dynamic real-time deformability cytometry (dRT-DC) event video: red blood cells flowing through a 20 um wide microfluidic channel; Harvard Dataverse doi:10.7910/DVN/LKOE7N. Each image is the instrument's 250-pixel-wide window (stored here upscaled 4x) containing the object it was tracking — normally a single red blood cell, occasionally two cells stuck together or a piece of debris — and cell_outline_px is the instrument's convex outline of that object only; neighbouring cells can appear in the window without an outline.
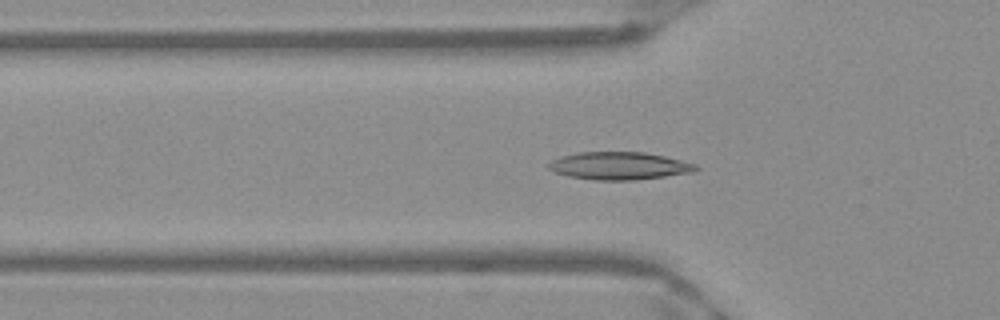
{"species": "Egyptian fruit bat (a non-hibernating species)", "species_latin": "Rousettus aegyptiacus", "temperature_condition": "warm", "stored_images_in_passage": 41, "camera_frame_rate_fps": 3000, "um_per_image_px": 0.085, "frame": {"image": 1, "passage_image": 6, "time_ms": 1.667, "image_size_px": [1000, 320], "cell_outline_px": [[700, 168], [692, 172], [636, 180], [596, 180], [568, 176], [552, 172], [548, 168], [548, 164], [552, 160], [564, 156], [580, 152], [644, 152], [664, 156], [696, 164]], "centroid_in_image_um": [52.62, 14.1], "position_along_channel_um": 73.2, "area_um2": 23.58}}
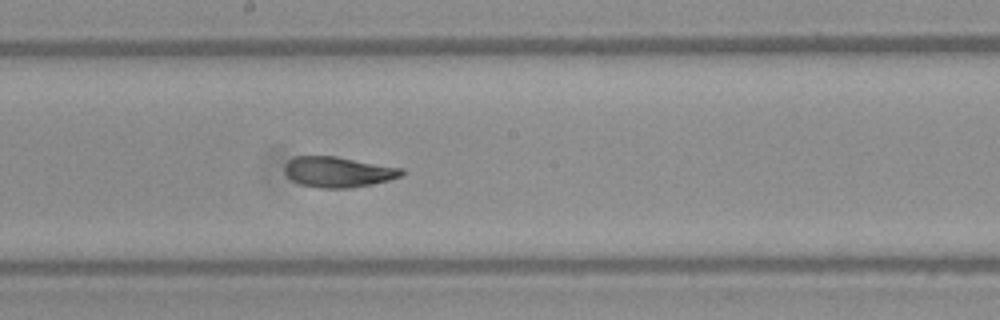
{"frame": {"image": 2, "passage_image": 17, "time_ms": 5.333, "image_size_px": [1000, 320], "cell_outline_px": [[404, 172], [400, 176], [388, 180], [372, 184], [348, 188], [320, 188], [300, 184], [292, 180], [284, 172], [284, 164], [288, 160], [296, 156], [336, 156], [404, 168]], "centroid_in_image_um": [28.72, 14.61], "position_along_channel_um": 219.5, "area_um2": 20.87}}
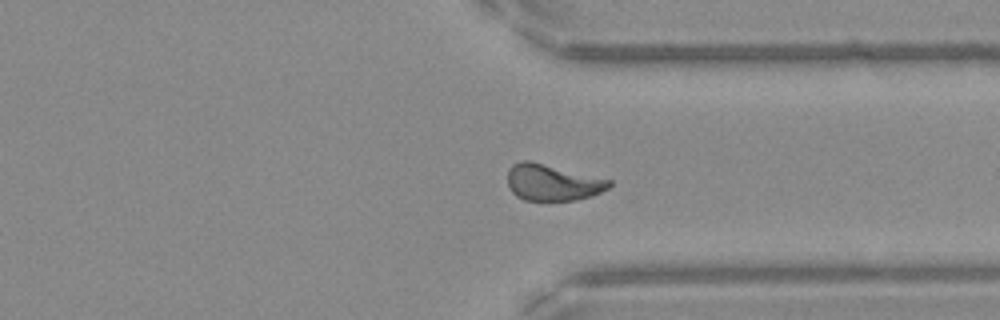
{"frame": {"image": 3, "passage_image": 28, "time_ms": 9.0, "image_size_px": [1000, 320], "cell_outline_px": [[612, 184], [608, 188], [592, 196], [576, 200], [524, 200], [516, 196], [508, 188], [508, 168], [512, 164], [520, 160], [528, 160], [612, 180]], "centroid_in_image_um": [46.93, 15.51], "position_along_channel_um": 364.5, "area_um2": 21.56}, "authors_computed_cell_mechanics": {"area_um2": 21.5594, "velocity_mm_per_s": 3.9608, "shape_relaxation_time_tau1_ms": 7.3403, "shape_relaxation_time_tau2_ms": 1.1871, "deformation_change_tau1": 0.2027, "deformation_change_tau2": 0.0695}}